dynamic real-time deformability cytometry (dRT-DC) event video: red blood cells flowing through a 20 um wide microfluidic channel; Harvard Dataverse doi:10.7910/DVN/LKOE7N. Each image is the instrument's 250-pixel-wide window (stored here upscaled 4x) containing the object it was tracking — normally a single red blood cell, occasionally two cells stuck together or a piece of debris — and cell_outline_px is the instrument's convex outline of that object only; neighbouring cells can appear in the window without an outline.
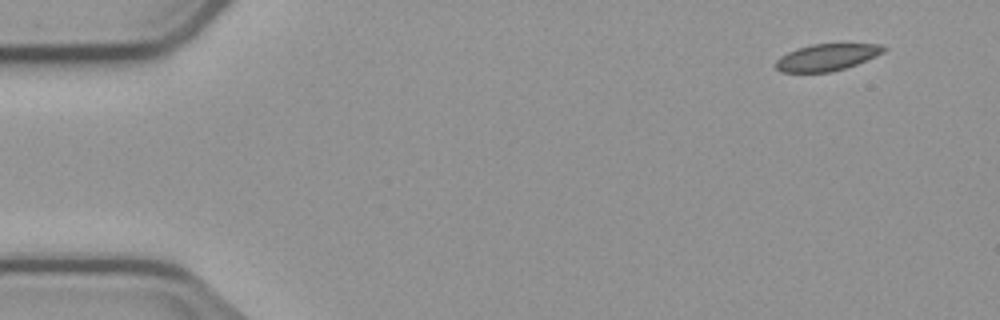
{"species": "common noctule bat (a hibernating species)", "species_latin": "Nyctalus noctula", "temperature_condition": "cold", "stored_images_in_passage": 5, "camera_frame_rate_fps": 3000, "um_per_image_px": 0.085, "animal": {"sex": "male", "body_mass_g": 23.1, "forearm_length_mm": 52.7}, "frame": {"image": 1, "passage_image": 1, "time_ms": 0.0, "image_size_px": [1000, 320], "cell_outline_px": [[888, 48], [884, 52], [876, 56], [856, 64], [832, 72], [780, 72], [772, 64], [780, 56], [796, 48], [812, 44], [880, 44]], "centroid_in_image_um": [70.24, 4.87], "position_along_channel_um": 14.8, "area_um2": 16.94}}